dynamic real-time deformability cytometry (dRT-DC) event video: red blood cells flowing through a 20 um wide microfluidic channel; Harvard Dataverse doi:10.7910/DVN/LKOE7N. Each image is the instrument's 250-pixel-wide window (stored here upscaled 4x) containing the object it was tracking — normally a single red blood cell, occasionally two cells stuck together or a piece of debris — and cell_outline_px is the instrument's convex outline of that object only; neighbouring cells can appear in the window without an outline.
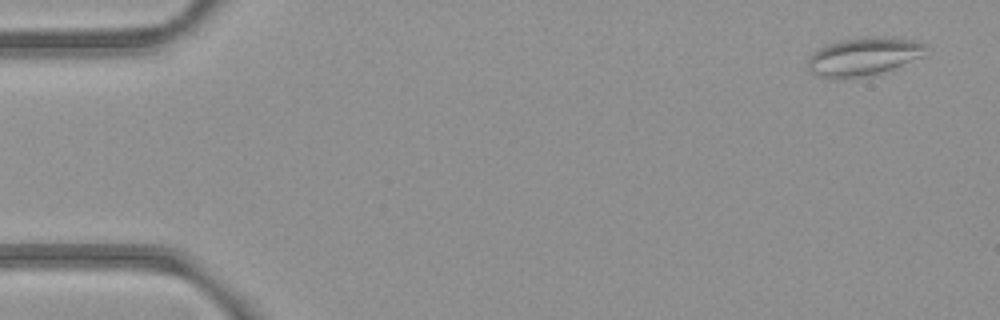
{"species": "common noctule bat (a hibernating species)", "species_latin": "Nyctalus noctula", "temperature_condition": "room temperature", "stored_images_in_passage": 5, "camera_frame_rate_fps": 3000, "um_per_image_px": 0.085, "animal": {"sex": "female", "body_mass_g": 21.9}, "frame": {"image": 1, "passage_image": 1, "time_ms": 0.0, "image_size_px": [1000, 320], "cell_outline_px": [[928, 44], [924, 56], [892, 68], [880, 72], [864, 76], [840, 80], [836, 80], [816, 76], [808, 68], [808, 60], [812, 52], [828, 44], [844, 40], [868, 36], [884, 36], [912, 40]], "centroid_in_image_um": [73.39, 4.81], "position_along_channel_um": 11.6, "area_um2": 26.36}}